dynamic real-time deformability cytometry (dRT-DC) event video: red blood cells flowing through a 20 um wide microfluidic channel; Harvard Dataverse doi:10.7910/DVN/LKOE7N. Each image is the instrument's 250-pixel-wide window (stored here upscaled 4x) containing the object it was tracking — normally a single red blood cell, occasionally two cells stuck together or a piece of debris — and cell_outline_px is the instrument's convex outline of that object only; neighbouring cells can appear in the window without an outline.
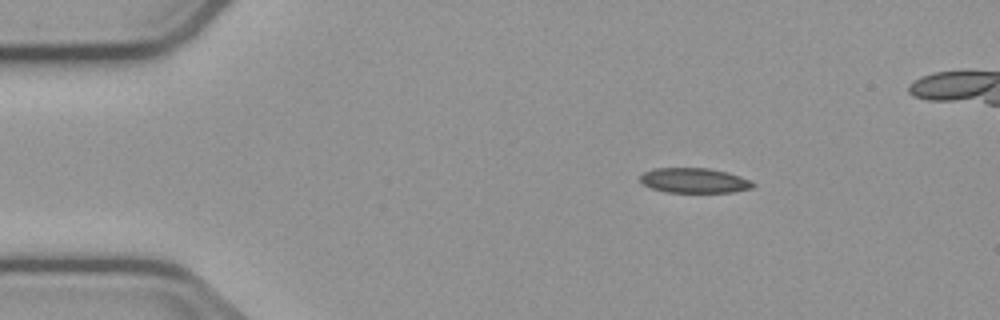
{"species": "common noctule bat (a hibernating species)", "species_latin": "Nyctalus noctula", "temperature_condition": "cold", "stored_images_in_passage": 43, "camera_frame_rate_fps": 3000, "um_per_image_px": 0.085, "animal": {"sex": "male", "body_mass_g": 23.1, "forearm_length_mm": 52.7}, "frame": {"image": 1, "passage_image": 1, "time_ms": 0.0, "image_size_px": [1000, 320], "cell_outline_px": [[756, 184], [752, 188], [732, 192], [668, 192], [652, 188], [644, 184], [640, 180], [640, 176], [644, 172], [652, 168], [708, 168], [728, 172], [740, 176]], "centroid_in_image_um": [59.01, 15.33], "position_along_channel_um": 26.0, "area_um2": 16.3}}
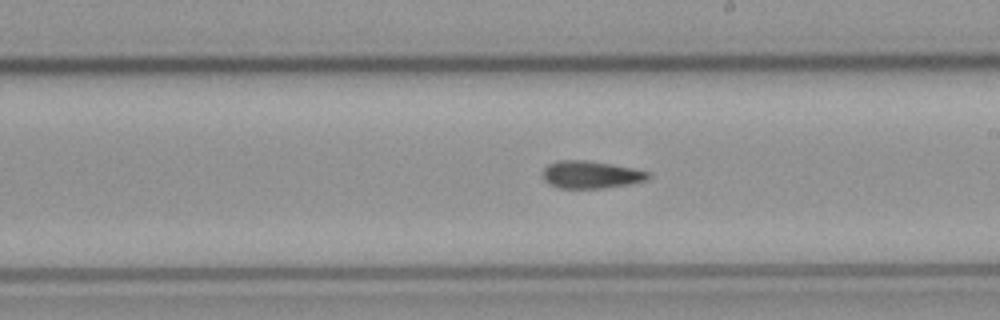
{"frame": {"image": 2, "passage_image": 23, "time_ms": 7.333, "image_size_px": [1000, 320], "cell_outline_px": [[652, 176], [648, 180], [628, 184], [604, 188], [560, 188], [548, 184], [544, 180], [544, 168], [548, 164], [556, 160], [584, 160], [612, 164], [632, 168], [648, 172]], "centroid_in_image_um": [50.22, 14.84], "position_along_channel_um": 238.8, "area_um2": 16.88}}
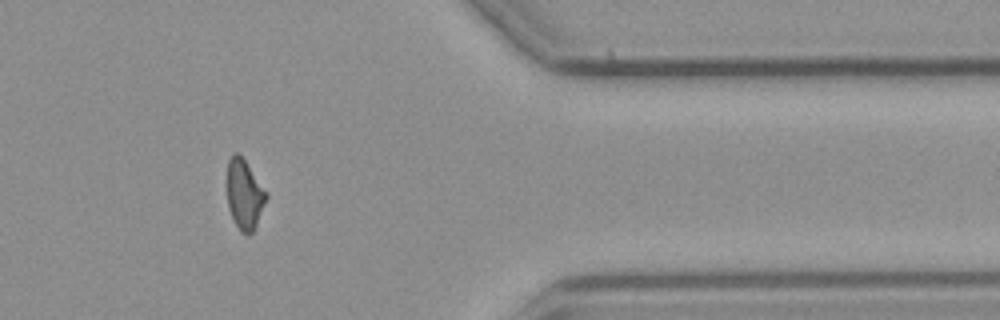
{"frame": {"image": 3, "passage_image": 37, "time_ms": 12.0, "image_size_px": [1000, 320], "cell_outline_px": [[268, 196], [256, 224], [252, 232], [248, 236], [240, 232], [228, 208], [228, 160], [232, 152], [236, 152], [244, 160], [268, 192]], "centroid_in_image_um": [20.79, 16.53], "position_along_channel_um": 390.6, "area_um2": 15.72}}